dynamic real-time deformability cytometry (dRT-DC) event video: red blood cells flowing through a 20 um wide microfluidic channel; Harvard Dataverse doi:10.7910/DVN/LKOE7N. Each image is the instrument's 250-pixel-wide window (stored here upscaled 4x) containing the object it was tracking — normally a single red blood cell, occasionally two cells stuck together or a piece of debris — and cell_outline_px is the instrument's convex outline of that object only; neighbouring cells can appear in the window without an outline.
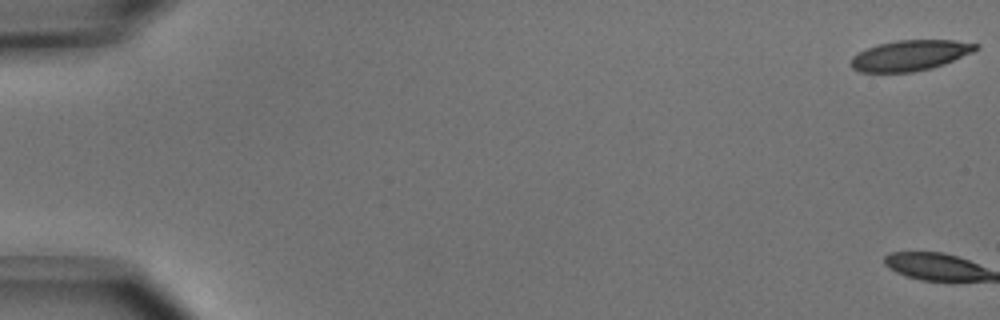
{"species": "common noctule bat (a hibernating species)", "species_latin": "Nyctalus noctula", "temperature_condition": "cold", "stored_images_in_passage": 3, "camera_frame_rate_fps": 3000, "um_per_image_px": 0.085, "animal": {"sex": "male", "body_mass_g": 15.6}, "frame": {"image": 1, "passage_image": 1, "time_ms": 0.0, "image_size_px": [1000, 320], "cell_outline_px": [[980, 48], [972, 52], [944, 64], [932, 68], [912, 72], [860, 72], [852, 68], [852, 56], [856, 52], [880, 44], [896, 40], [956, 40], [980, 44]], "centroid_in_image_um": [77.38, 4.7], "position_along_channel_um": 7.6, "area_um2": 22.2}}